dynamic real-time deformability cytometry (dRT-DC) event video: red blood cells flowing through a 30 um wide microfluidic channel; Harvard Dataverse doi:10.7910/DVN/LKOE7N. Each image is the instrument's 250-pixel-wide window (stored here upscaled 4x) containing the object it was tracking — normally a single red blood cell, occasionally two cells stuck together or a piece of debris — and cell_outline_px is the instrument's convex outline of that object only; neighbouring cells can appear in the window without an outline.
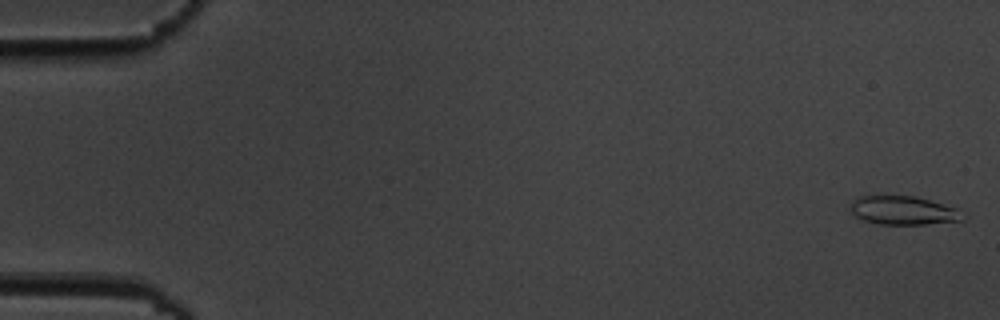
{"species": "common noctule bat (a hibernating species)", "species_latin": "Nyctalus noctula", "temperature_condition": "cold", "stored_images_in_passage": 5, "camera_frame_rate_fps": 3000, "um_per_image_px": 0.085, "animal": {"sex": "male", "body_mass_g": 19.5, "forearm_length_mm": 54.6}, "frame": {"image": 1, "passage_image": 1, "time_ms": 0.0, "image_size_px": [1000, 320], "cell_outline_px": [[968, 216], [964, 220], [924, 224], [880, 224], [864, 220], [856, 216], [848, 208], [852, 200], [860, 196], [916, 196], [956, 208]], "centroid_in_image_um": [76.79, 17.89], "position_along_channel_um": 8.2, "area_um2": 18.79}}